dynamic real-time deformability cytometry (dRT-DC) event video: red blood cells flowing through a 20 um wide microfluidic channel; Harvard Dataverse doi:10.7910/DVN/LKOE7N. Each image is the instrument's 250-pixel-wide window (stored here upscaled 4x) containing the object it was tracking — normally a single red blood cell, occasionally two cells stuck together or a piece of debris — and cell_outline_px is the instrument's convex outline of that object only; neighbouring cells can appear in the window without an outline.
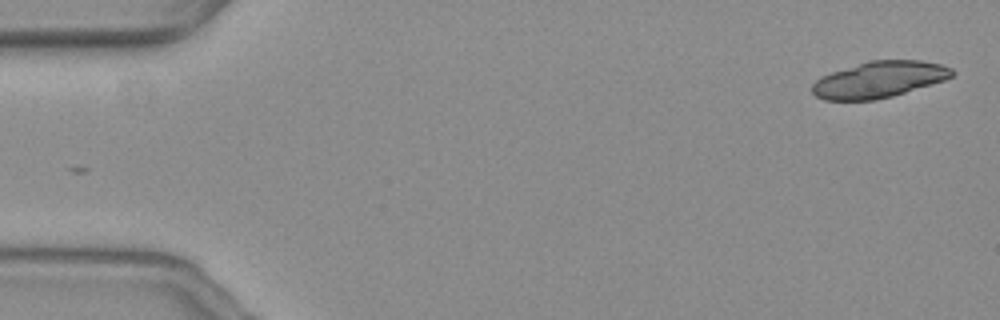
{"species": "common noctule bat (a hibernating species)", "species_latin": "Nyctalus noctula", "temperature_condition": "warm", "stored_images_in_passage": 18, "camera_frame_rate_fps": 3000, "um_per_image_px": 0.085, "animal": {"sex": "female", "body_mass_g": 19.3, "forearm_length_mm": 54.1}, "frame": {"image": 1, "passage_image": 1, "time_ms": 0.0, "image_size_px": [1000, 320], "cell_outline_px": [[956, 72], [952, 76], [944, 80], [892, 96], [876, 100], [824, 100], [816, 96], [812, 92], [812, 84], [820, 76], [868, 60], [920, 60], [940, 64], [952, 68]], "centroid_in_image_um": [74.71, 6.76], "position_along_channel_um": 10.3, "area_um2": 29.54}}